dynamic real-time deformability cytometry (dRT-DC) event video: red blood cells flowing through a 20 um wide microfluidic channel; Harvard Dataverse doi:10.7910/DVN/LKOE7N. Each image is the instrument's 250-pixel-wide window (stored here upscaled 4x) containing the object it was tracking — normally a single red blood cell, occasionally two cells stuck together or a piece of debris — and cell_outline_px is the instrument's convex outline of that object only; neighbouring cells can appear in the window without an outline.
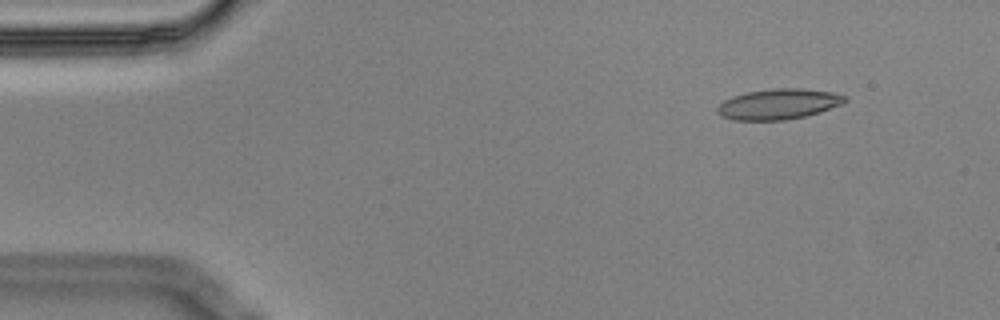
{"species": "Egyptian fruit bat (a non-hibernating species)", "species_latin": "Rousettus aegyptiacus", "temperature_condition": "cold", "stored_images_in_passage": 8, "camera_frame_rate_fps": 3000, "um_per_image_px": 0.085, "animal": {"sex": "male"}, "frame": {"image": 1, "passage_image": 2, "time_ms": 0.333, "image_size_px": [1000, 320], "cell_outline_px": [[848, 100], [840, 104], [820, 112], [804, 116], [784, 120], [732, 120], [720, 116], [716, 112], [716, 108], [724, 100], [732, 96], [748, 92], [776, 88], [800, 88], [832, 92], [844, 96]], "centroid_in_image_um": [66.12, 8.85], "position_along_channel_um": 18.9, "area_um2": 22.54}}
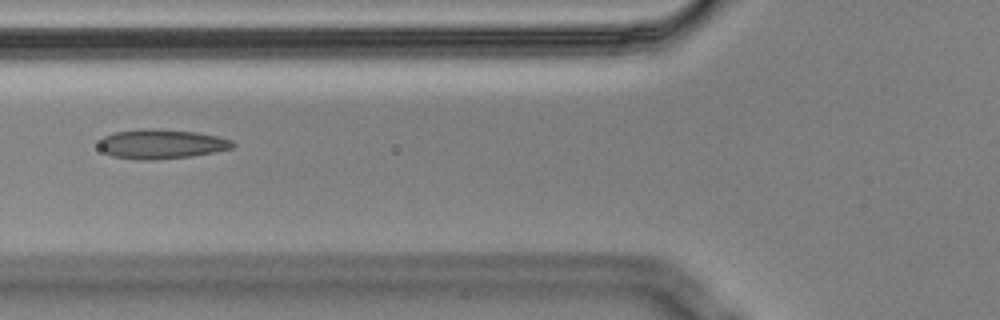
{"frame": {"image": 2, "passage_image": 6, "time_ms": 1.667, "image_size_px": [1000, 320], "cell_outline_px": [[236, 144], [232, 148], [216, 152], [192, 156], [148, 160], [144, 160], [112, 156], [104, 152], [100, 148], [100, 140], [104, 136], [112, 132], [144, 128], [152, 128], [196, 132], [216, 136], [232, 140]], "centroid_in_image_um": [13.73, 12.23], "position_along_channel_um": 112.1, "area_um2": 22.95}}
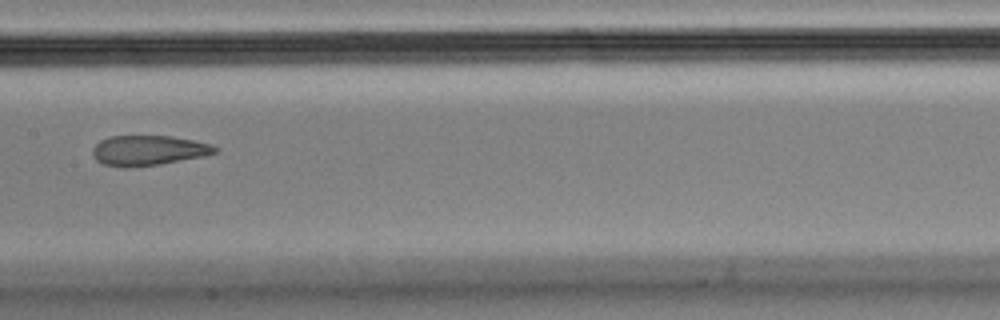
{"frame": {"image": 3, "passage_image": 8, "time_ms": 2.333, "image_size_px": [1000, 320], "cell_outline_px": [[220, 148], [216, 152], [204, 156], [160, 164], [124, 168], [104, 164], [96, 160], [92, 152], [92, 148], [100, 140], [108, 136], [172, 136], [212, 144]], "centroid_in_image_um": [12.61, 12.78], "position_along_channel_um": 194.8, "area_um2": 21.5}}